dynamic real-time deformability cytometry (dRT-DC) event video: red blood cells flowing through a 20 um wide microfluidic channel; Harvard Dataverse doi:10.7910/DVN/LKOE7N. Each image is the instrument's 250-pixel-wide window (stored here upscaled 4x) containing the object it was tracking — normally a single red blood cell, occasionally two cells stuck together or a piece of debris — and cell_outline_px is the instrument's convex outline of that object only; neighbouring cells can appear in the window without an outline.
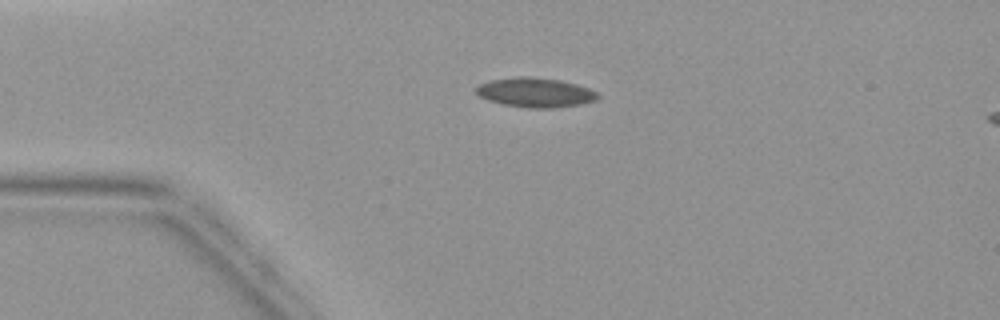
{"species": "common noctule bat (a hibernating species)", "species_latin": "Nyctalus noctula", "temperature_condition": "warm", "stored_images_in_passage": 6, "camera_frame_rate_fps": 3000, "um_per_image_px": 0.085, "animal": {"sex": "female", "body_mass_g": 19.9}, "frame": {"image": 1, "passage_image": 3, "time_ms": 2.333, "image_size_px": [1000, 320], "cell_outline_px": [[600, 96], [596, 100], [580, 104], [552, 108], [528, 108], [504, 104], [488, 100], [480, 96], [476, 92], [476, 88], [480, 84], [492, 80], [516, 76], [528, 76], [560, 80], [576, 84], [588, 88], [596, 92]], "centroid_in_image_um": [45.51, 7.86], "position_along_channel_um": 39.5, "area_um2": 20.75}}
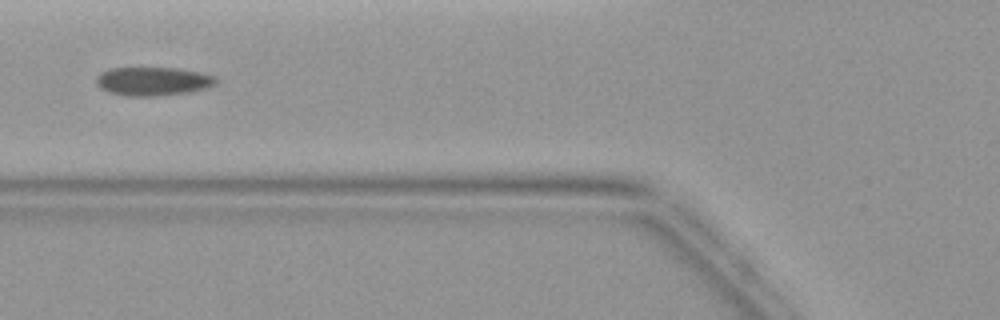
{"frame": {"image": 2, "passage_image": 5, "time_ms": 4.667, "image_size_px": [1000, 320], "cell_outline_px": [[216, 84], [208, 88], [188, 92], [156, 96], [124, 96], [108, 92], [100, 88], [96, 84], [96, 76], [100, 72], [108, 68], [180, 68], [200, 72], [216, 76]], "centroid_in_image_um": [12.98, 6.91], "position_along_channel_um": 112.8, "area_um2": 20.23}}